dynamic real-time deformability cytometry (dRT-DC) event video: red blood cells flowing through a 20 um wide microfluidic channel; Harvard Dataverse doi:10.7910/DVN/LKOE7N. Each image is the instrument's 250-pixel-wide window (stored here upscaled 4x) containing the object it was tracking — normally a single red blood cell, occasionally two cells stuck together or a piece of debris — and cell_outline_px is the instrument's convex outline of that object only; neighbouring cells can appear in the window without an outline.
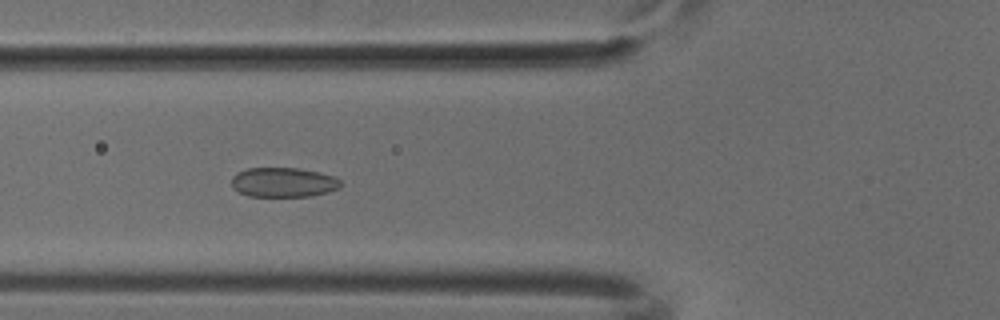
{"species": "common noctule bat (a hibernating species)", "species_latin": "Nyctalus noctula", "temperature_condition": "cold", "stored_images_in_passage": 45, "camera_frame_rate_fps": 3000, "um_per_image_px": 0.085, "animal": {"sex": "male", "body_mass_g": 18.8}, "frame": {"image": 1, "passage_image": 13, "time_ms": 4.0, "image_size_px": [1000, 320], "cell_outline_px": [[340, 188], [328, 192], [312, 196], [248, 196], [232, 188], [232, 176], [236, 172], [248, 168], [300, 168], [320, 172], [332, 176], [340, 180]], "centroid_in_image_um": [24.07, 15.49], "position_along_channel_um": 101.7, "area_um2": 18.9}}
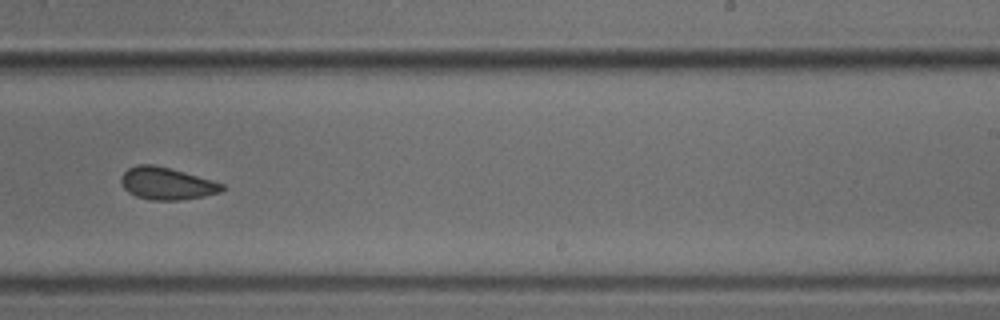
{"frame": {"image": 2, "passage_image": 26, "time_ms": 8.333, "image_size_px": [1000, 320], "cell_outline_px": [[224, 188], [220, 192], [204, 196], [180, 200], [152, 200], [136, 196], [128, 192], [124, 188], [120, 180], [120, 176], [128, 168], [136, 164], [152, 164], [184, 172], [224, 184]], "centroid_in_image_um": [14.13, 15.6], "position_along_channel_um": 274.9, "area_um2": 18.84}}
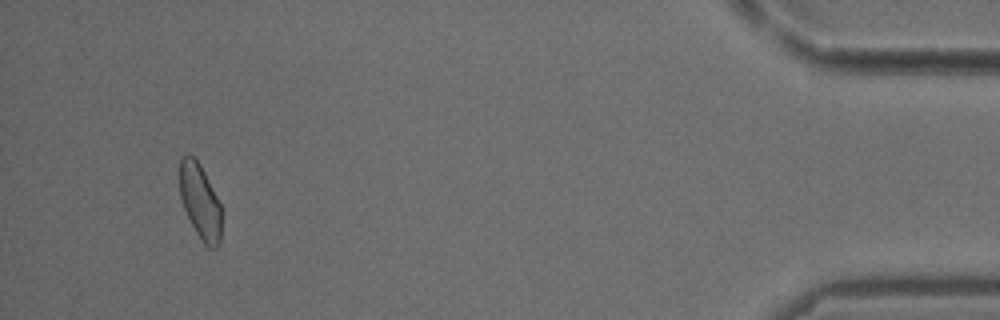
{"frame": {"image": 3, "passage_image": 42, "time_ms": 13.667, "image_size_px": [1000, 320], "cell_outline_px": [[220, 240], [216, 248], [208, 248], [204, 244], [196, 232], [184, 208], [180, 196], [180, 156], [184, 152], [188, 152], [200, 164], [220, 204]], "centroid_in_image_um": [16.98, 17.08], "position_along_channel_um": 418.2, "area_um2": 18.03}}